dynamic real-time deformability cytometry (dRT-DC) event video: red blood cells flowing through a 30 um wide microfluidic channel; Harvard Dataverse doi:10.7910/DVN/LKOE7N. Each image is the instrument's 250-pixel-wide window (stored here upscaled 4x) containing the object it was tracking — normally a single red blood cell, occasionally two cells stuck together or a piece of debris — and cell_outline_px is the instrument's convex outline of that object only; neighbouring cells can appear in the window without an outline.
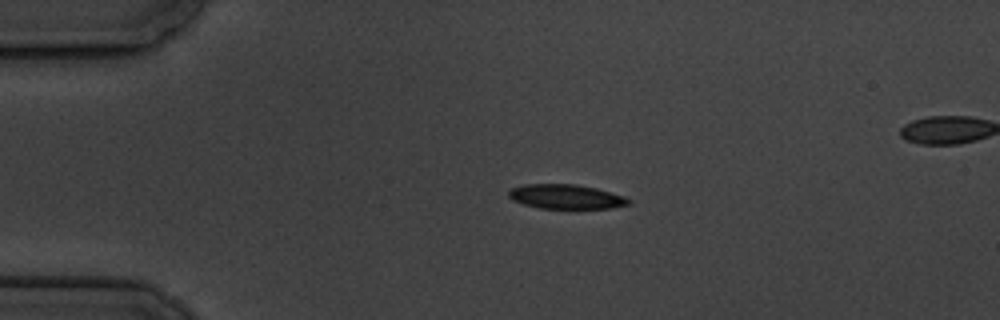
{"species": "common noctule bat (a hibernating species)", "species_latin": "Nyctalus noctula", "temperature_condition": "cold", "stored_images_in_passage": 5, "segment_of_instrument_passage": [1, 2], "camera_frame_rate_fps": 3000, "um_per_image_px": 0.085, "animal": {"sex": "male", "body_mass_g": 19.5, "forearm_length_mm": 54.6}, "frame": {"image": 1, "passage_image": 3, "time_ms": 2.333, "image_size_px": [1000, 320], "cell_outline_px": [[632, 204], [612, 208], [540, 208], [524, 204], [512, 200], [508, 196], [508, 192], [512, 188], [524, 184], [576, 184], [596, 188], [624, 196], [632, 200]], "centroid_in_image_um": [48.14, 16.71], "position_along_channel_um": 36.9, "area_um2": 17.11}}